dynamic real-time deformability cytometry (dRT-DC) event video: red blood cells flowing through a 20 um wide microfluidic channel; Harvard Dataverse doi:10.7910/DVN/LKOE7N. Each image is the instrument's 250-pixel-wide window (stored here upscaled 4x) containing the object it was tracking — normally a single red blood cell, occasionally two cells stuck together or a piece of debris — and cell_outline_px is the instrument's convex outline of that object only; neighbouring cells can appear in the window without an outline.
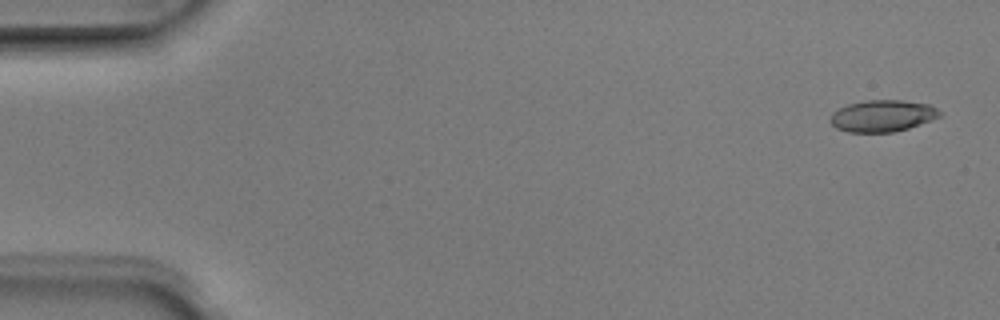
{"species": "Egyptian fruit bat (a non-hibernating species)", "species_latin": "Rousettus aegyptiacus", "temperature_condition": "room temperature", "stored_images_in_passage": 6, "camera_frame_rate_fps": 3000, "um_per_image_px": 0.085, "animal": {"sex": "male"}, "frame": {"image": 1, "passage_image": 1, "time_ms": 0.0, "image_size_px": [1000, 320], "cell_outline_px": [[940, 116], [932, 120], [908, 128], [892, 132], [848, 132], [836, 128], [828, 120], [832, 112], [848, 104], [868, 100], [904, 100], [928, 104], [936, 108], [940, 112]], "centroid_in_image_um": [74.99, 9.85], "position_along_channel_um": 10.0, "area_um2": 20.17}}
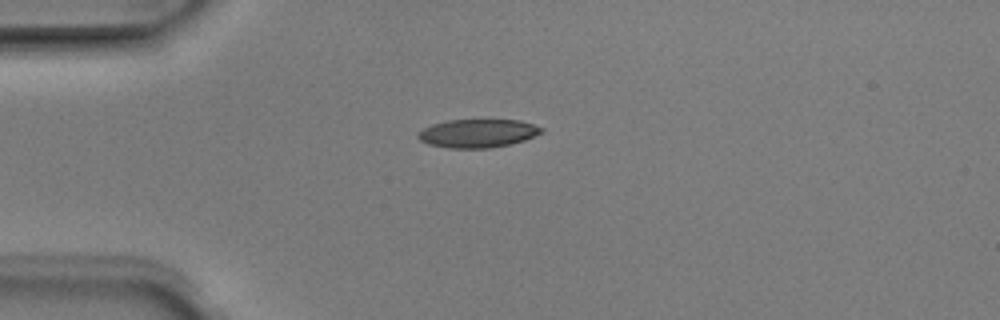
{"frame": {"image": 2, "passage_image": 4, "time_ms": 1.0, "image_size_px": [1000, 320], "cell_outline_px": [[544, 132], [524, 140], [508, 144], [488, 148], [452, 148], [428, 144], [420, 140], [416, 136], [424, 128], [432, 124], [448, 120], [520, 120], [544, 128]], "centroid_in_image_um": [40.62, 11.32], "position_along_channel_um": 44.4, "area_um2": 20.23}}
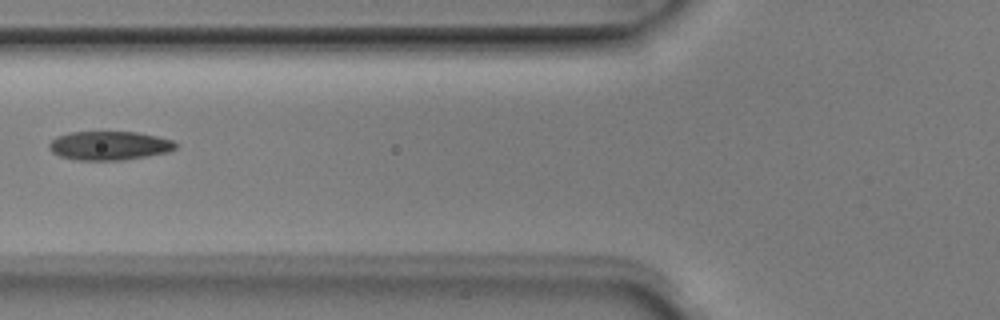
{"frame": {"image": 3, "passage_image": 6, "time_ms": 1.667, "image_size_px": [1000, 320], "cell_outline_px": [[176, 148], [168, 152], [148, 156], [124, 160], [76, 160], [60, 156], [52, 152], [48, 148], [48, 144], [56, 136], [72, 132], [136, 132], [156, 136], [172, 140], [176, 144]], "centroid_in_image_um": [9.27, 12.38], "position_along_channel_um": 116.5, "area_um2": 21.27}}